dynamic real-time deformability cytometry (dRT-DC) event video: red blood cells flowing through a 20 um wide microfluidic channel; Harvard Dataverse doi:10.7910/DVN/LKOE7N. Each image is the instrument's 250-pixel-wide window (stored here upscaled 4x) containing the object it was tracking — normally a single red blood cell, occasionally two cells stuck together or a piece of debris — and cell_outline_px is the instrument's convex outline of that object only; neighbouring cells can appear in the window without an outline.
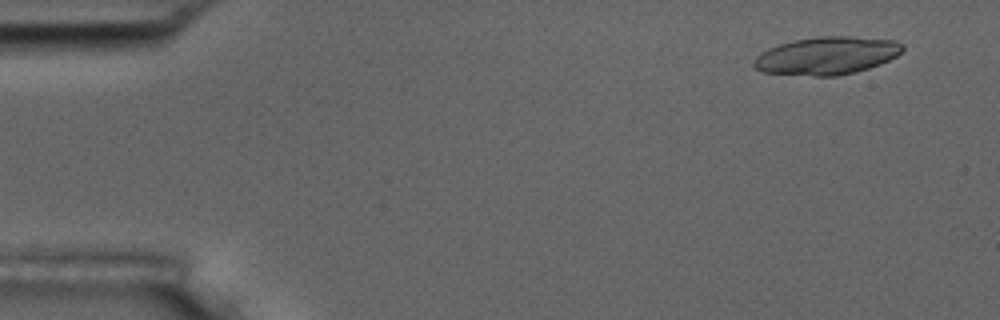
{"species": "common noctule bat (a hibernating species)", "species_latin": "Nyctalus noctula", "temperature_condition": "room temperature", "stored_images_in_passage": 6, "camera_frame_rate_fps": 3000, "um_per_image_px": 0.085, "animal": {"sex": "male", "body_mass_g": 17.5, "forearm_length_mm": 52.3}, "frame": {"image": 1, "passage_image": 2, "time_ms": 1.0, "image_size_px": [1000, 320], "cell_outline_px": [[904, 48], [896, 56], [880, 64], [856, 72], [836, 76], [812, 76], [760, 72], [752, 64], [752, 60], [760, 52], [768, 48], [792, 40], [816, 36], [852, 36], [896, 40], [904, 44]], "centroid_in_image_um": [70.25, 4.73], "position_along_channel_um": 14.7, "area_um2": 33.12}}